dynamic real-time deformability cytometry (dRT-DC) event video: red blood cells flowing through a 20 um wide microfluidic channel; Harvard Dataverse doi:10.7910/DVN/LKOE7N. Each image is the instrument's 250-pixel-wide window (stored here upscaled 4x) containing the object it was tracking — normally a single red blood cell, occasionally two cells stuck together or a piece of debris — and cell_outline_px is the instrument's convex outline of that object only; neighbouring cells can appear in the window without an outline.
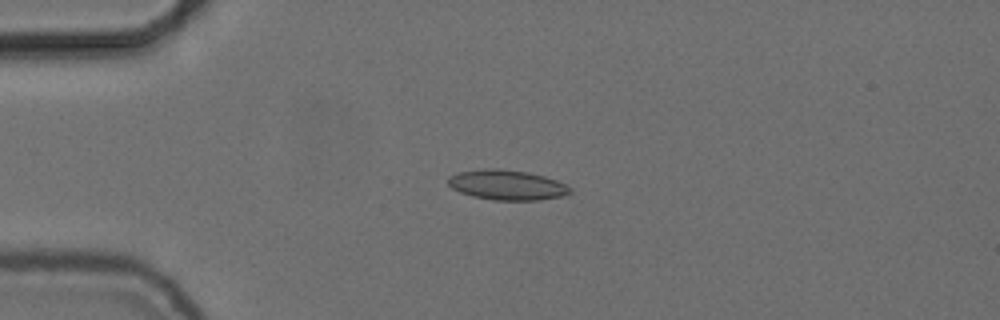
{"species": "common noctule bat (a hibernating species)", "species_latin": "Nyctalus noctula", "temperature_condition": "cold", "stored_images_in_passage": 54, "camera_frame_rate_fps": 3000, "um_per_image_px": 0.085, "animal": {"sex": "female", "body_mass_g": 24.6, "forearm_length_mm": 56.2}, "frame": {"image": 1, "passage_image": 13, "time_ms": 4.0, "image_size_px": [1000, 320], "cell_outline_px": [[572, 192], [560, 196], [536, 200], [492, 200], [472, 196], [460, 192], [452, 188], [448, 184], [448, 176], [460, 172], [484, 168], [500, 168], [528, 172], [544, 176], [556, 180], [572, 188]], "centroid_in_image_um": [43.07, 15.71], "position_along_channel_um": 41.9, "area_um2": 21.33}}
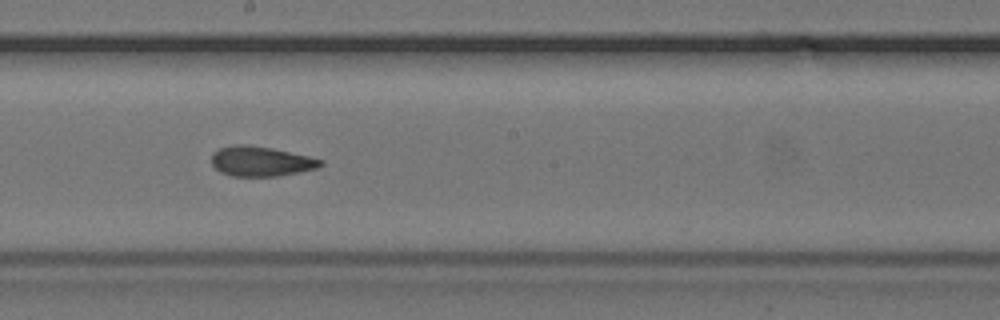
{"frame": {"image": 2, "passage_image": 30, "time_ms": 9.667, "image_size_px": [1000, 320], "cell_outline_px": [[324, 164], [320, 168], [276, 176], [232, 176], [220, 172], [212, 164], [212, 152], [220, 148], [236, 144], [248, 144], [272, 148], [308, 156], [324, 160]], "centroid_in_image_um": [22.19, 13.71], "position_along_channel_um": 226.0, "area_um2": 19.07}}
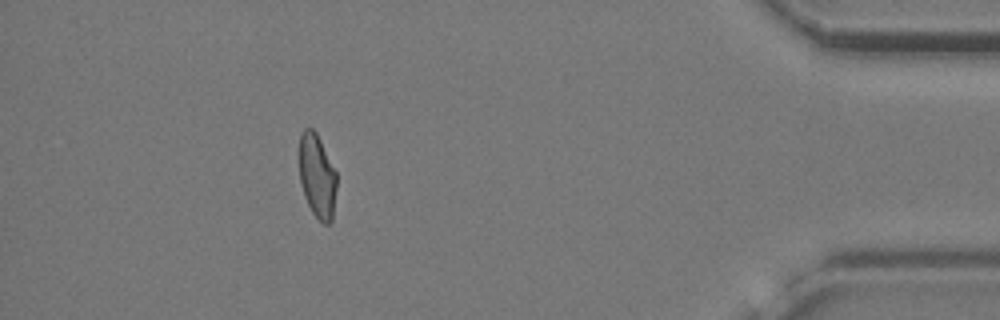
{"frame": {"image": 3, "passage_image": 49, "time_ms": 16.0, "image_size_px": [1000, 320], "cell_outline_px": [[336, 188], [332, 220], [328, 224], [324, 224], [312, 212], [304, 196], [300, 184], [300, 132], [304, 128], [312, 128], [316, 132], [336, 172]], "centroid_in_image_um": [26.95, 14.96], "position_along_channel_um": 408.3, "area_um2": 18.09}, "authors_computed_cell_mechanics": {"area_um2": 19.3341, "velocity_mm_per_s": 3.7175, "shape_relaxation_time_tau1_ms": null, "shape_relaxation_time_tau2_ms": 2.4237, "deformation_change_tau1": null, "deformation_change_tau2": 0.0819}}